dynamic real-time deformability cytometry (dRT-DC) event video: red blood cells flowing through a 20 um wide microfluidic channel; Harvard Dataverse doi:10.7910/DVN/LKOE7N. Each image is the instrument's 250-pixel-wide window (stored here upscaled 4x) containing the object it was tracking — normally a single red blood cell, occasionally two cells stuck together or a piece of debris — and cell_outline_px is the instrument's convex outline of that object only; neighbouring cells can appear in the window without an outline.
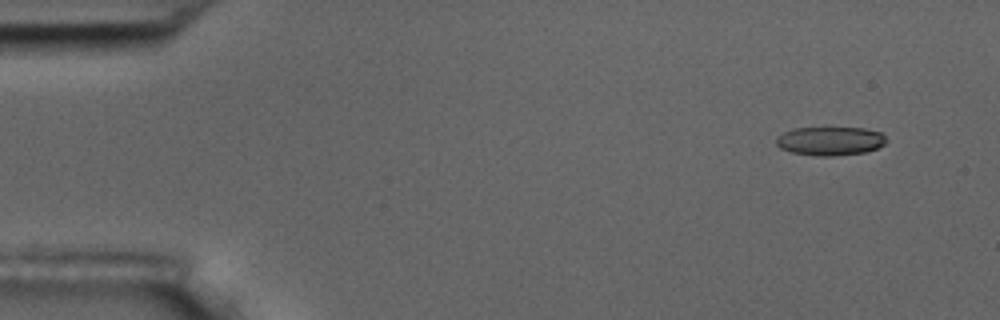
{"species": "common noctule bat (a hibernating species)", "species_latin": "Nyctalus noctula", "temperature_condition": "room temperature", "stored_images_in_passage": 5, "camera_frame_rate_fps": 3000, "um_per_image_px": 0.085, "animal": {"sex": "male", "body_mass_g": 17.5, "forearm_length_mm": 52.3}, "frame": {"image": 1, "passage_image": 1, "time_ms": 0.0, "image_size_px": [1000, 320], "cell_outline_px": [[888, 140], [884, 144], [876, 148], [864, 152], [832, 156], [816, 156], [792, 152], [780, 148], [776, 144], [776, 136], [792, 128], [864, 128], [880, 132]], "centroid_in_image_um": [70.54, 11.98], "position_along_channel_um": 14.5, "area_um2": 18.38}}
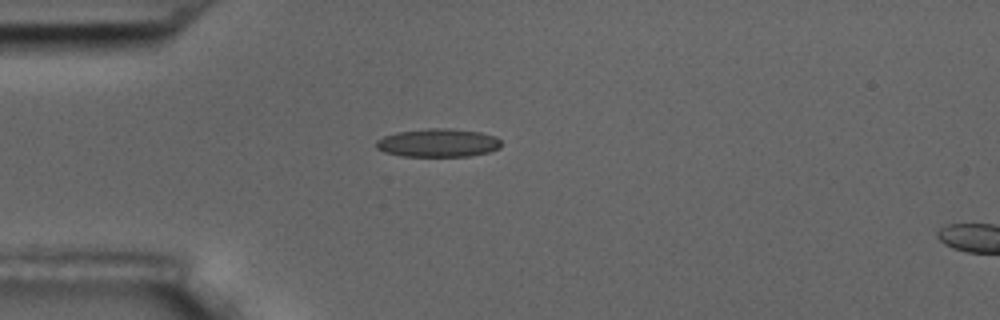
{"frame": {"image": 2, "passage_image": 4, "time_ms": 3.667, "image_size_px": [1000, 320], "cell_outline_px": [[500, 148], [488, 152], [468, 156], [404, 156], [384, 152], [376, 148], [376, 140], [384, 136], [396, 132], [428, 128], [448, 128], [480, 132], [496, 136], [500, 140]], "centroid_in_image_um": [37.22, 12.14], "position_along_channel_um": 47.8, "area_um2": 20.63}}